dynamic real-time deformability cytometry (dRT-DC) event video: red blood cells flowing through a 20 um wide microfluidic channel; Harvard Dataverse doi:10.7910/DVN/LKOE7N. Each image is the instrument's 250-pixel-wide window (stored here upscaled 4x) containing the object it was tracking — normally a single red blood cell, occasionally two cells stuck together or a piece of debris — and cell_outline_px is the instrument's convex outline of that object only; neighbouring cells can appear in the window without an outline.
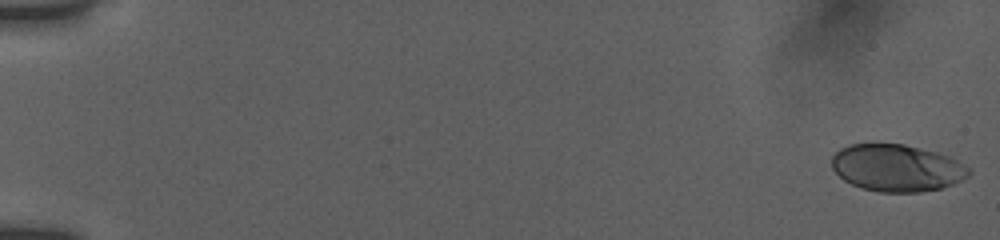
{"species": "human", "species_latin": "Homo sapiens", "temperature_condition": "room temperature", "stored_images_in_passage": 68, "camera_frame_rate_fps": 3000, "um_per_image_px": 0.085, "donor": {"sex": "female"}, "frame": {"image": 1, "passage_image": 1, "time_ms": 0.0, "image_size_px": [1000, 240], "cell_outline_px": [[972, 172], [968, 176], [952, 184], [940, 188], [920, 192], [880, 192], [860, 188], [844, 180], [832, 168], [832, 156], [840, 148], [848, 144], [904, 144], [936, 152], [948, 156], [972, 168]], "centroid_in_image_um": [76.23, 14.27], "position_along_channel_um": 8.8, "area_um2": 37.57}}
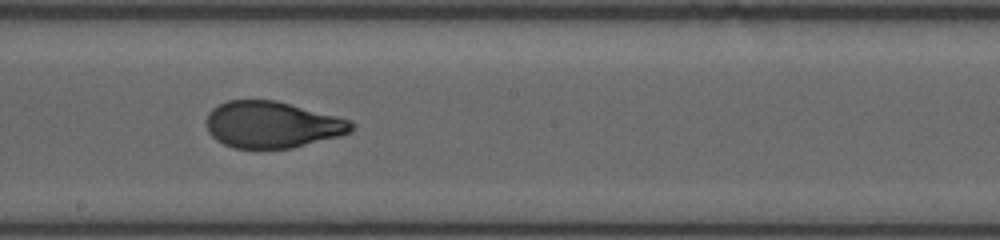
{"frame": {"image": 2, "passage_image": 40, "time_ms": 10.333, "image_size_px": [1000, 240], "cell_outline_px": [[356, 128], [352, 132], [340, 136], [292, 148], [232, 148], [216, 140], [208, 132], [208, 112], [212, 108], [228, 100], [276, 100], [336, 116], [348, 120], [356, 124]], "centroid_in_image_um": [23.16, 10.6], "position_along_channel_um": 225.0, "area_um2": 39.3}}
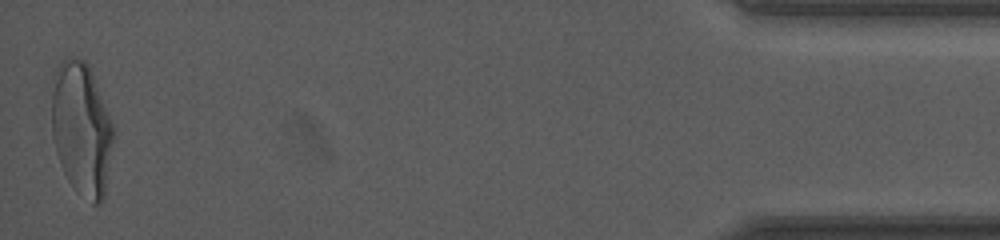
{"frame": {"image": 3, "passage_image": 67, "time_ms": 17.667, "image_size_px": [1000, 240], "cell_outline_px": [[116, 132], [104, 200], [100, 204], [92, 204], [68, 180], [60, 164], [56, 152], [52, 136], [52, 76], [56, 68], [68, 56], [72, 56], [84, 60], [88, 64], [92, 72]], "centroid_in_image_um": [6.95, 10.94], "position_along_channel_um": 428.2, "area_um2": 48.44}, "authors_computed_cell_mechanics": {"area_um2": 39.7664, "velocity_mm_per_s": 3.8552, "shape_relaxation_time_tau1_ms": 5.4657, "shape_relaxation_time_tau2_ms": 0.71, "deformation_change_tau1": 0.2142, "deformation_change_tau2": 0.0627}}